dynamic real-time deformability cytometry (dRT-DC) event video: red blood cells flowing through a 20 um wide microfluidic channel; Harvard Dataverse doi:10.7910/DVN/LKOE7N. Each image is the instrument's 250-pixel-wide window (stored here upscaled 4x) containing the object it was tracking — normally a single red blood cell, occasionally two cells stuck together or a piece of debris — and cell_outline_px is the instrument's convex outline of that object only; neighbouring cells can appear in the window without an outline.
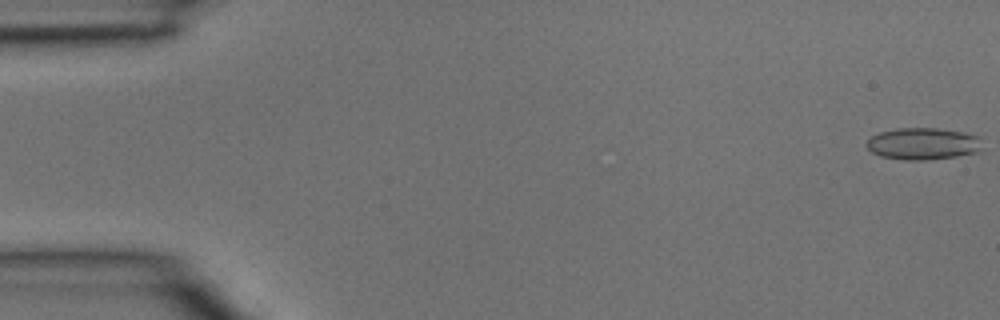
{"species": "common noctule bat (a hibernating species)", "species_latin": "Nyctalus noctula", "temperature_condition": "room temperature", "stored_images_in_passage": 40, "camera_frame_rate_fps": 3000, "um_per_image_px": 0.085, "animal": {"sex": "male", "body_mass_g": 15.6}, "frame": {"image": 1, "passage_image": 1, "time_ms": 0.0, "image_size_px": [1000, 320], "cell_outline_px": [[980, 152], [956, 156], [924, 160], [904, 160], [880, 156], [872, 152], [864, 144], [872, 136], [880, 132], [896, 128], [936, 128], [964, 132], [980, 136]], "centroid_in_image_um": [78.45, 12.21], "position_along_channel_um": 6.6, "area_um2": 21.56}}
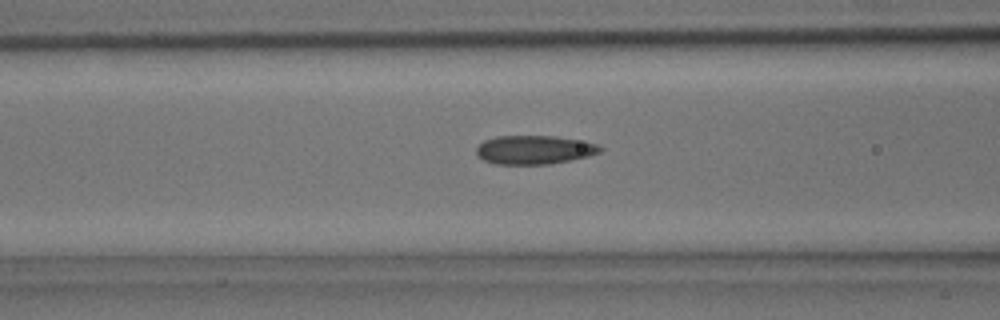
{"frame": {"image": 2, "passage_image": 16, "time_ms": 5.0, "image_size_px": [1000, 320], "cell_outline_px": [[604, 148], [600, 152], [588, 156], [548, 164], [496, 164], [484, 160], [476, 152], [476, 148], [484, 140], [496, 136], [556, 136], [600, 144]], "centroid_in_image_um": [45.43, 12.72], "position_along_channel_um": 121.2, "area_um2": 20.63}}
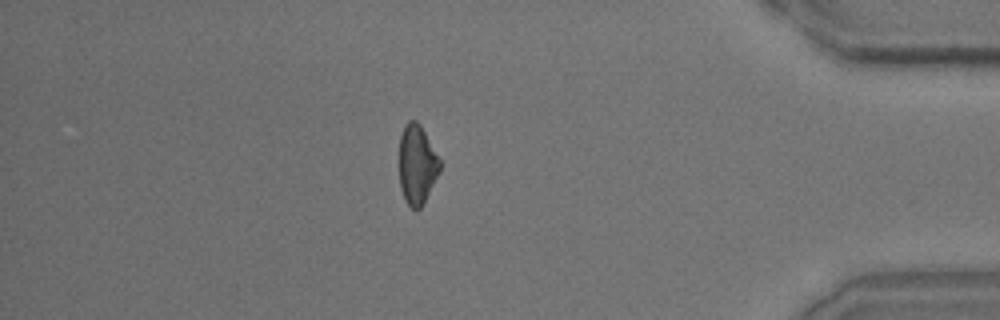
{"frame": {"image": 3, "passage_image": 35, "time_ms": 11.333, "image_size_px": [1000, 320], "cell_outline_px": [[440, 172], [420, 208], [416, 212], [404, 200], [400, 188], [400, 136], [404, 124], [408, 120], [416, 120], [420, 124], [440, 160]], "centroid_in_image_um": [35.43, 13.99], "position_along_channel_um": 399.8, "area_um2": 18.73}}